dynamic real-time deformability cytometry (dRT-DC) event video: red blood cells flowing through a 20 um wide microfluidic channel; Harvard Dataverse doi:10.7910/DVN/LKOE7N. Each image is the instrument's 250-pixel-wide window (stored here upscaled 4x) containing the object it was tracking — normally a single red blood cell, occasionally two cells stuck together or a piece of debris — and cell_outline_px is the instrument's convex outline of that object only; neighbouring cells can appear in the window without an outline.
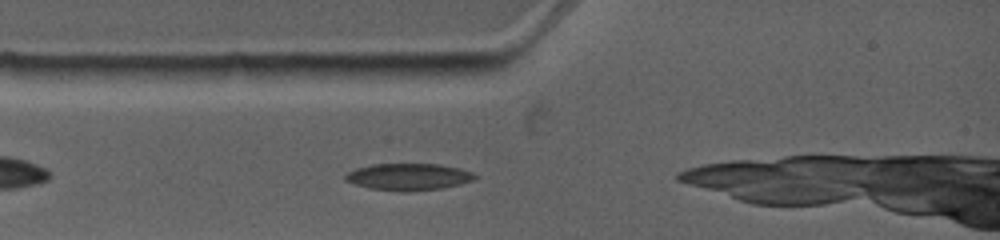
{"species": "common noctule bat (a hibernating species)", "species_latin": "Nyctalus noctula", "temperature_condition": "warm", "stored_images_in_passage": 1, "camera_frame_rate_fps": 4500, "um_per_image_px": 0.085, "animal": {"sex": "female", "body_mass_g": 19.0, "forearm_length_mm": 53.3}, "frame": {"image": 1, "passage_image": 1, "time_ms": 0.0, "image_size_px": [1000, 240], "cell_outline_px": [[476, 176], [472, 180], [460, 184], [444, 188], [412, 192], [408, 192], [368, 188], [344, 180], [344, 176], [348, 172], [356, 168], [372, 164], [440, 164], [460, 168], [472, 172]], "centroid_in_image_um": [34.72, 15.03], "position_along_channel_um": 50.3, "area_um2": 20.35}}